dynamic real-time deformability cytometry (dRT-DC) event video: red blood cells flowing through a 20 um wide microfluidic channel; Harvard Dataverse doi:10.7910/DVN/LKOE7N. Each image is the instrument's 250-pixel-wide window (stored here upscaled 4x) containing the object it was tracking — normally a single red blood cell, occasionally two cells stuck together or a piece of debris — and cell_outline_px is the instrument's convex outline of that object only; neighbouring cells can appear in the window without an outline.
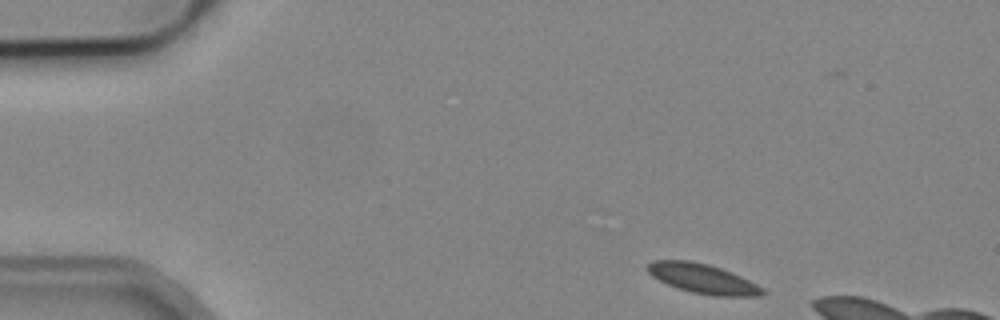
{"species": "common noctule bat (a hibernating species)", "species_latin": "Nyctalus noctula", "temperature_condition": "cold", "stored_images_in_passage": 4, "camera_frame_rate_fps": 3000, "um_per_image_px": 0.085, "animal": {"sex": "male", "body_mass_g": 19.2, "forearm_length_mm": 51.8}, "frame": {"image": 1, "passage_image": 1, "time_ms": 0.0, "image_size_px": [1000, 320], "cell_outline_px": [[768, 292], [760, 296], [712, 296], [692, 292], [668, 284], [652, 276], [644, 268], [652, 260], [692, 260], [708, 264], [720, 268], [740, 276], [764, 288]], "centroid_in_image_um": [59.74, 23.68], "position_along_channel_um": 25.3, "area_um2": 19.83}}